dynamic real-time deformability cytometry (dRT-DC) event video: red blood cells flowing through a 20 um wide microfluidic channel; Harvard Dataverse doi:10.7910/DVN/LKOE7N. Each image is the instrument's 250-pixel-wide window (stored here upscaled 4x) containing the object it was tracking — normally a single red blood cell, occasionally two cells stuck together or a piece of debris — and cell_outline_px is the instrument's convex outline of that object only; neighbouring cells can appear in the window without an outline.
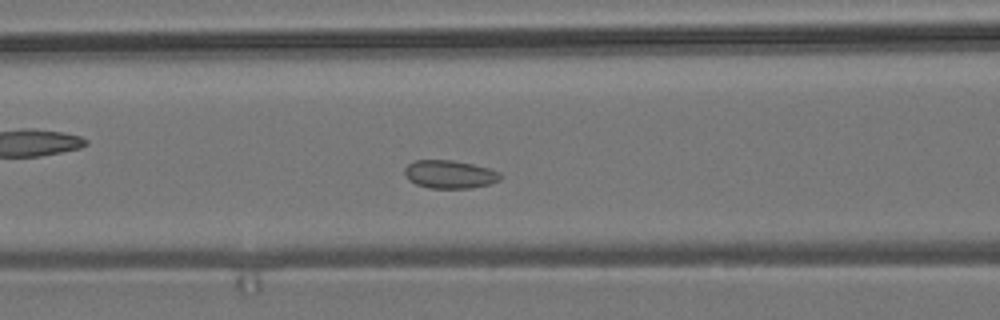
{"species": "common noctule bat (a hibernating species)", "species_latin": "Nyctalus noctula", "temperature_condition": "room temperature", "stored_images_in_passage": 50, "camera_frame_rate_fps": 3000, "um_per_image_px": 0.085, "animal": {"sex": "male", "body_mass_g": 19.2, "forearm_length_mm": 51.8}, "frame": {"image": 1, "passage_image": 17, "time_ms": 5.333, "image_size_px": [1000, 320], "cell_outline_px": [[504, 176], [500, 180], [488, 184], [472, 188], [428, 188], [416, 184], [408, 180], [404, 172], [404, 168], [408, 164], [416, 160], [452, 160], [472, 164], [488, 168], [500, 172]], "centroid_in_image_um": [38.23, 14.82], "position_along_channel_um": 128.4, "area_um2": 15.78}}
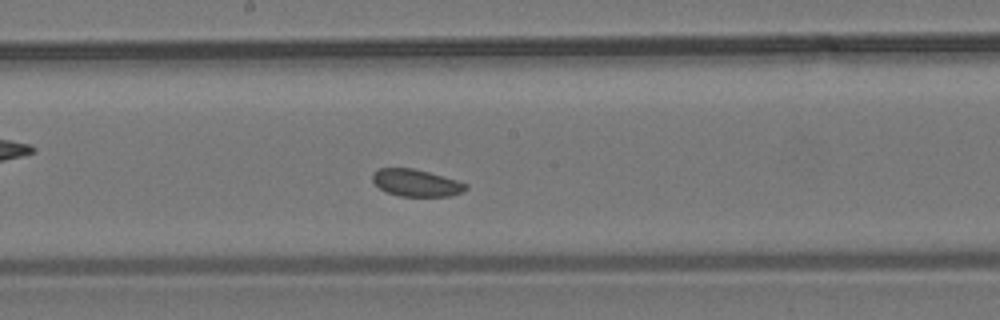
{"frame": {"image": 2, "passage_image": 24, "time_ms": 7.667, "image_size_px": [1000, 320], "cell_outline_px": [[468, 188], [464, 192], [452, 196], [400, 196], [384, 192], [372, 180], [372, 172], [380, 168], [412, 168], [444, 176], [468, 184]], "centroid_in_image_um": [35.38, 15.55], "position_along_channel_um": 212.8, "area_um2": 14.85}}
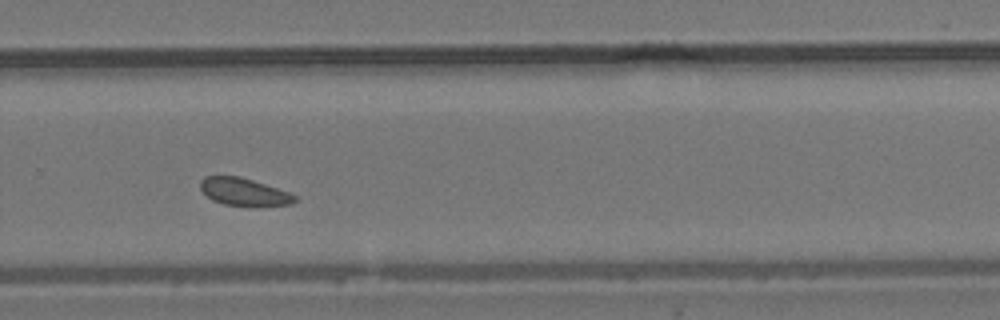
{"frame": {"image": 3, "passage_image": 32, "time_ms": 10.333, "image_size_px": [1000, 320], "cell_outline_px": [[296, 200], [292, 204], [256, 208], [248, 208], [224, 204], [212, 200], [200, 188], [200, 180], [204, 176], [240, 176], [288, 192], [296, 196]], "centroid_in_image_um": [20.75, 16.35], "position_along_channel_um": 309.1, "area_um2": 15.55}}